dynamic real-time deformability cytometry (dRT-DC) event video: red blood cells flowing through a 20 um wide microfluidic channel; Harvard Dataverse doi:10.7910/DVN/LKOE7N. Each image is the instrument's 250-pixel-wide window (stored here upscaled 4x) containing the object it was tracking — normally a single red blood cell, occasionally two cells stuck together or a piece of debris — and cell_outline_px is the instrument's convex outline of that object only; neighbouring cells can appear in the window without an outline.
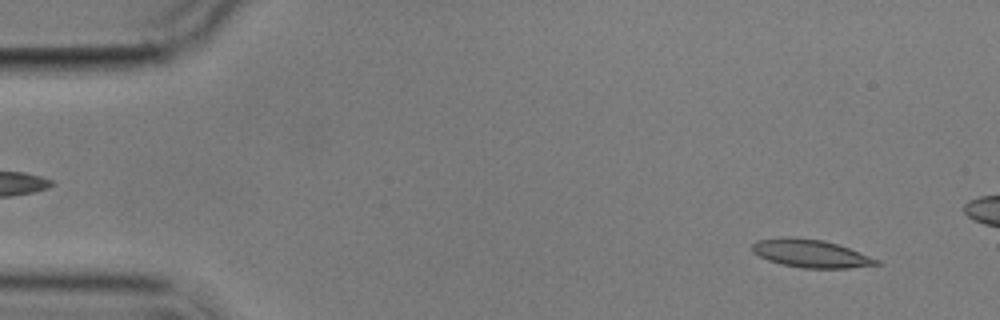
{"species": "common noctule bat (a hibernating species)", "species_latin": "Nyctalus noctula", "temperature_condition": "cold", "stored_images_in_passage": 13, "camera_frame_rate_fps": 3000, "um_per_image_px": 0.085, "animal": {"sex": "male", "body_mass_g": 17.9}, "frame": {"image": 1, "passage_image": 1, "time_ms": 0.0, "image_size_px": [1000, 320], "cell_outline_px": [[880, 264], [848, 268], [804, 268], [780, 264], [768, 260], [752, 252], [752, 244], [756, 240], [780, 236], [792, 236], [824, 240], [848, 248], [880, 260]], "centroid_in_image_um": [68.85, 21.53], "position_along_channel_um": 16.1, "area_um2": 20.35}}
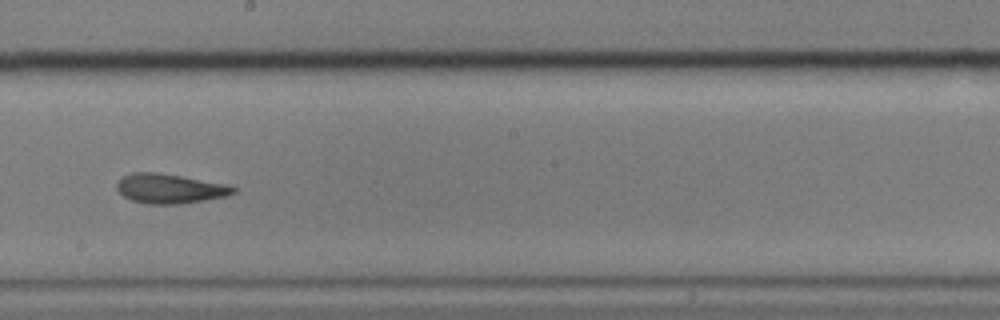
{"frame": {"image": 2, "passage_image": 8, "time_ms": 9.0, "image_size_px": [1000, 320], "cell_outline_px": [[236, 192], [224, 196], [204, 200], [180, 204], [144, 204], [132, 200], [124, 196], [116, 188], [116, 184], [124, 176], [132, 172], [156, 172], [180, 176], [224, 184], [236, 188]], "centroid_in_image_um": [14.39, 16.04], "position_along_channel_um": 233.8, "area_um2": 19.77}}
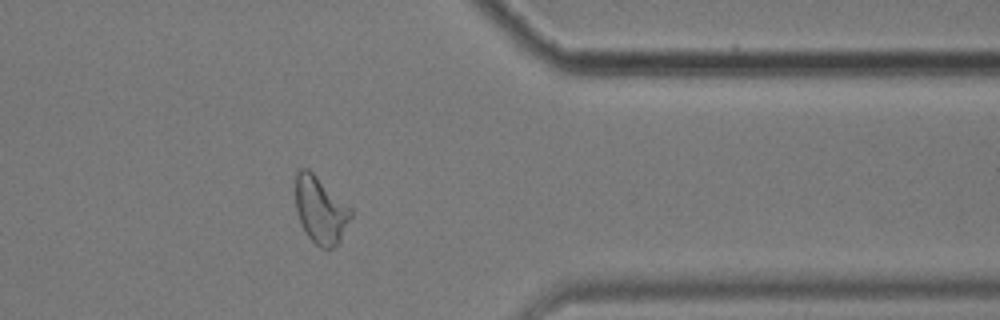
{"frame": {"image": 3, "passage_image": 12, "time_ms": 13.667, "image_size_px": [1000, 320], "cell_outline_px": [[352, 216], [340, 240], [332, 248], [320, 248], [304, 232], [300, 224], [296, 212], [296, 172], [300, 168], [308, 168], [352, 208]], "centroid_in_image_um": [27.24, 17.85], "position_along_channel_um": 384.2, "area_um2": 21.62}}